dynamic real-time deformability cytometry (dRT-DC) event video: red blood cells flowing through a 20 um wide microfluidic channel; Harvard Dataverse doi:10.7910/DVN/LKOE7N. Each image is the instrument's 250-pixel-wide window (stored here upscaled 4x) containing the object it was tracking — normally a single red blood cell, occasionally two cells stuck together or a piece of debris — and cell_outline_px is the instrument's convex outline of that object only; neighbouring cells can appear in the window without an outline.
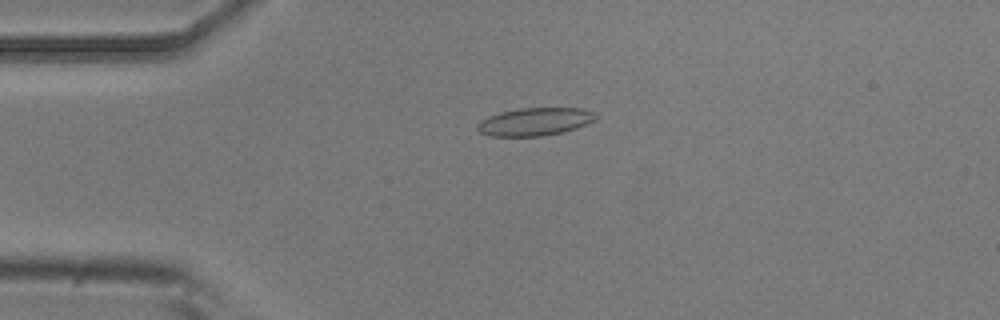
{"species": "common noctule bat (a hibernating species)", "species_latin": "Nyctalus noctula", "temperature_condition": "room temperature", "stored_images_in_passage": 3, "camera_frame_rate_fps": 3000, "um_per_image_px": 0.085, "animal": {"sex": "male", "body_mass_g": 20.5, "forearm_length_mm": 52.5}, "frame": {"image": 1, "passage_image": 2, "time_ms": 0.333, "image_size_px": [1000, 320], "cell_outline_px": [[596, 120], [588, 124], [564, 132], [544, 136], [492, 136], [480, 132], [476, 128], [476, 124], [488, 116], [500, 112], [520, 108], [580, 108], [592, 112], [596, 116]], "centroid_in_image_um": [45.46, 10.35], "position_along_channel_um": 39.5, "area_um2": 19.25}}